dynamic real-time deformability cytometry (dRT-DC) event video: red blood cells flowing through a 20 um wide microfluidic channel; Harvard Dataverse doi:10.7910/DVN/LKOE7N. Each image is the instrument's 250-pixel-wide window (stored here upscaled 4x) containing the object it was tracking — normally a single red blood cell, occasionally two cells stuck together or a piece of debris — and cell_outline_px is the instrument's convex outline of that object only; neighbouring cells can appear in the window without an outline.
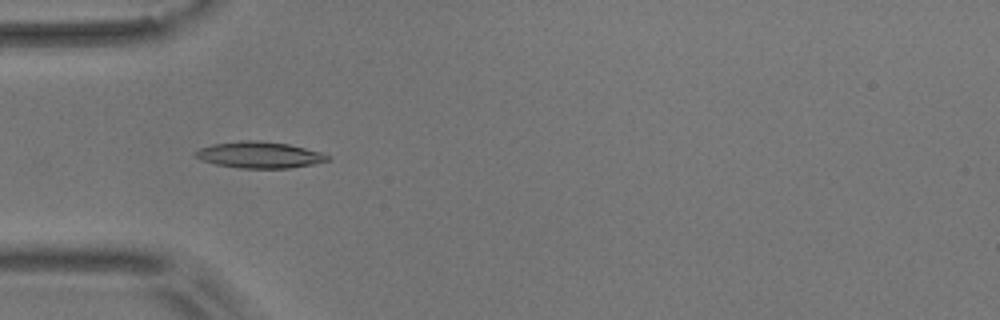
{"species": "common noctule bat (a hibernating species)", "species_latin": "Nyctalus noctula", "temperature_condition": "room temperature", "stored_images_in_passage": 4, "camera_frame_rate_fps": 3000, "um_per_image_px": 0.085, "animal": {"sex": "male", "body_mass_g": 17.9}, "frame": {"image": 1, "passage_image": 3, "time_ms": 2.333, "image_size_px": [1000, 320], "cell_outline_px": [[332, 160], [312, 164], [288, 168], [240, 168], [216, 164], [200, 160], [196, 156], [196, 152], [200, 148], [212, 144], [240, 140], [256, 140], [288, 144], [320, 152], [328, 156]], "centroid_in_image_um": [22.04, 13.16], "position_along_channel_um": 63.0, "area_um2": 20.11}}
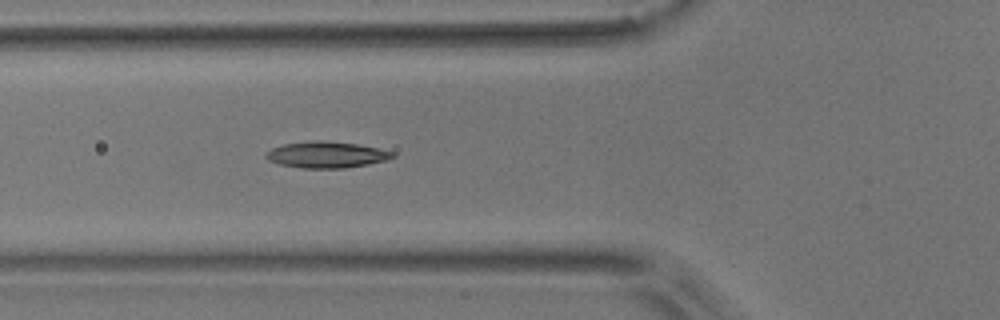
{"frame": {"image": 2, "passage_image": 4, "time_ms": 3.333, "image_size_px": [1000, 320], "cell_outline_px": [[396, 156], [388, 160], [368, 164], [344, 168], [300, 168], [280, 164], [268, 160], [264, 156], [264, 152], [272, 148], [284, 144], [312, 140], [320, 140], [356, 144], [376, 148], [392, 152]], "centroid_in_image_um": [27.7, 13.15], "position_along_channel_um": 98.1, "area_um2": 19.36}}